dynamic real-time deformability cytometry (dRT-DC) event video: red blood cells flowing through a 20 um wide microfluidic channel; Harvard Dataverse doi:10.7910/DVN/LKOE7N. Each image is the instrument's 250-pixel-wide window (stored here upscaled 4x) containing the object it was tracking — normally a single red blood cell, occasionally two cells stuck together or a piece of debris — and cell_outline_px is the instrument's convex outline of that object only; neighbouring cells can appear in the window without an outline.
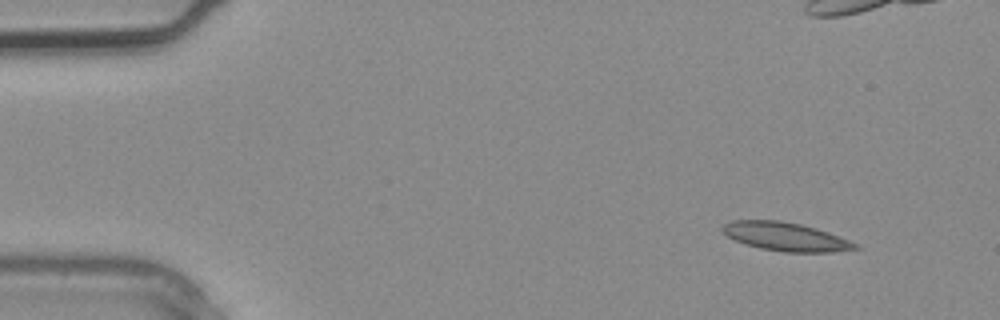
{"species": "common noctule bat (a hibernating species)", "species_latin": "Nyctalus noctula", "temperature_condition": "warm", "stored_images_in_passage": 3, "camera_frame_rate_fps": 3000, "um_per_image_px": 0.085, "animal": {"sex": "male", "body_mass_g": 20.4}, "frame": {"image": 1, "passage_image": 1, "time_ms": 0.0, "image_size_px": [1000, 320], "cell_outline_px": [[860, 248], [832, 252], [784, 252], [760, 248], [736, 240], [728, 236], [720, 228], [724, 224], [732, 220], [780, 220], [800, 224], [816, 228], [840, 236], [860, 244]], "centroid_in_image_um": [66.82, 20.11], "position_along_channel_um": 18.2, "area_um2": 22.02}}